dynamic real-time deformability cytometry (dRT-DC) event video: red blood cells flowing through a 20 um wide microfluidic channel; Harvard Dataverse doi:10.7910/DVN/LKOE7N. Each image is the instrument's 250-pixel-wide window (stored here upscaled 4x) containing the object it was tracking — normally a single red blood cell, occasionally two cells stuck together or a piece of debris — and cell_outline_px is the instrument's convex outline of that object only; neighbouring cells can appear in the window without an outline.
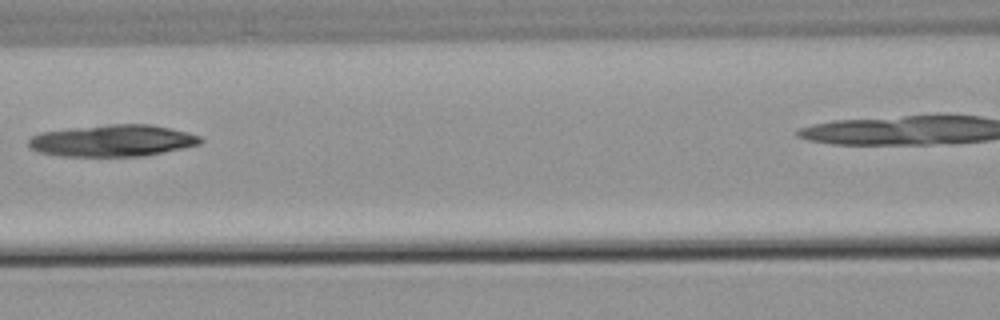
{"species": "common noctule bat (a hibernating species)", "species_latin": "Nyctalus noctula", "temperature_condition": "warm", "stored_images_in_passage": 5, "camera_frame_rate_fps": 3000, "um_per_image_px": 0.085, "animal": {"sex": "male", "body_mass_g": 21.5, "forearm_length_mm": 52.0}, "frame": {"image": 1, "passage_image": 4, "time_ms": 3.333, "image_size_px": [1000, 320], "cell_outline_px": [[204, 140], [200, 144], [184, 148], [144, 156], [60, 156], [36, 152], [28, 144], [28, 140], [32, 136], [40, 132], [72, 128], [108, 124], [148, 124], [188, 132], [200, 136]], "centroid_in_image_um": [9.57, 11.96], "position_along_channel_um": 157.0, "area_um2": 31.85}}